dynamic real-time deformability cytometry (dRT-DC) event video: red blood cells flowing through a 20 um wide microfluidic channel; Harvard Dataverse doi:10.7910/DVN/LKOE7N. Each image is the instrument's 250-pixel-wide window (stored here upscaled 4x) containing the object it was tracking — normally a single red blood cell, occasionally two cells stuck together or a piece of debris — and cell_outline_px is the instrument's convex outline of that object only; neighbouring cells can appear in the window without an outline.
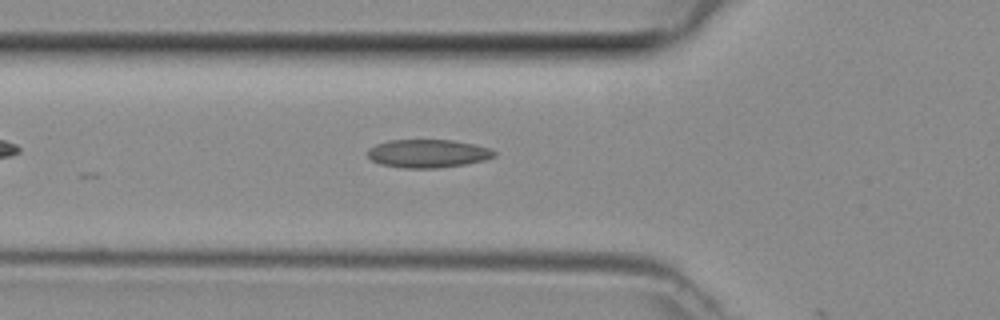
{"species": "common noctule bat (a hibernating species)", "species_latin": "Nyctalus noctula", "temperature_condition": "room temperature", "stored_images_in_passage": 8, "camera_frame_rate_fps": 3000, "um_per_image_px": 0.085, "animal": {"sex": "female", "body_mass_g": 29.2, "forearm_length_mm": 56.3}, "frame": {"image": 1, "passage_image": 7, "time_ms": 2.0, "image_size_px": [1000, 320], "cell_outline_px": [[496, 156], [484, 160], [464, 164], [440, 168], [404, 168], [380, 164], [372, 160], [368, 156], [368, 148], [376, 144], [388, 140], [452, 140], [476, 144], [488, 148], [496, 152]], "centroid_in_image_um": [36.36, 13.04], "position_along_channel_um": 89.4, "area_um2": 20.87}}